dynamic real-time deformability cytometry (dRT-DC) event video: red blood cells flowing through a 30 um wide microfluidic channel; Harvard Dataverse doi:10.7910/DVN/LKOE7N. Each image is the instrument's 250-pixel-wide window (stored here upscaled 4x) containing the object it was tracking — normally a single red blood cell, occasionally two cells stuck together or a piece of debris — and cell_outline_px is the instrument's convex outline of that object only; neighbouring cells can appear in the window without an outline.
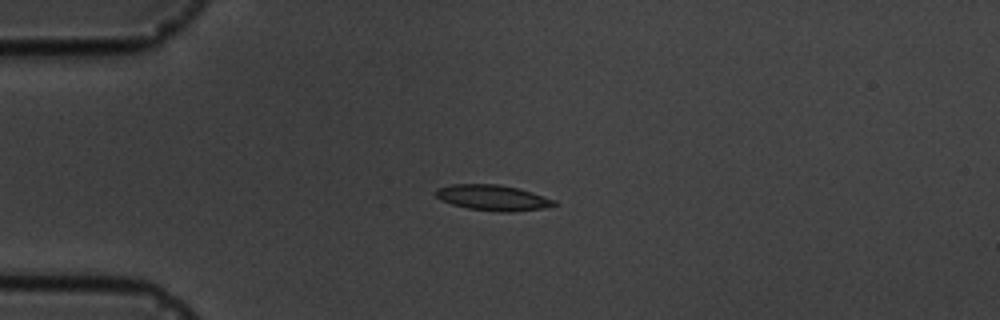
{"species": "common noctule bat (a hibernating species)", "species_latin": "Nyctalus noctula", "temperature_condition": "cold", "stored_images_in_passage": 2, "camera_frame_rate_fps": 3000, "um_per_image_px": 0.085, "animal": {"sex": "male", "body_mass_g": 19.5, "forearm_length_mm": 54.6}, "frame": {"image": 1, "passage_image": 1, "time_ms": 0.0, "image_size_px": [1000, 320], "cell_outline_px": [[560, 204], [544, 208], [512, 212], [500, 212], [468, 208], [452, 204], [440, 200], [436, 196], [436, 188], [452, 184], [500, 184], [520, 188], [556, 200]], "centroid_in_image_um": [41.93, 16.8], "position_along_channel_um": 43.1, "area_um2": 17.86}}